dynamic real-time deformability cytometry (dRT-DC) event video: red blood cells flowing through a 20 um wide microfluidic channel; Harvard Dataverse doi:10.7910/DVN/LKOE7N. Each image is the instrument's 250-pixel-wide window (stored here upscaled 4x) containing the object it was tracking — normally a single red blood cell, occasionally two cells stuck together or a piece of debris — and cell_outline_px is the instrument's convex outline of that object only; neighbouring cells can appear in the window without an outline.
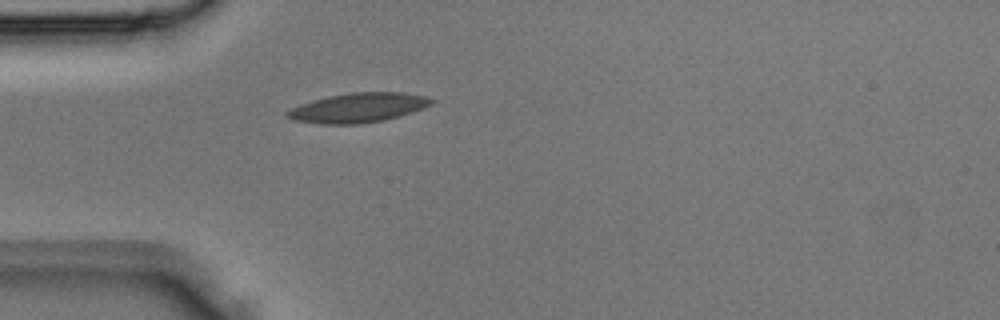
{"species": "Egyptian fruit bat (a non-hibernating species)", "species_latin": "Rousettus aegyptiacus", "temperature_condition": "room temperature", "stored_images_in_passage": 2, "camera_frame_rate_fps": 3000, "um_per_image_px": 0.085, "animal": {"sex": "male"}, "frame": {"image": 1, "passage_image": 2, "time_ms": 0.333, "image_size_px": [1000, 320], "cell_outline_px": [[436, 100], [432, 104], [424, 108], [400, 116], [384, 120], [360, 124], [320, 124], [292, 120], [284, 116], [284, 112], [300, 104], [328, 96], [352, 92], [404, 92], [424, 96]], "centroid_in_image_um": [30.44, 9.16], "position_along_channel_um": 54.6, "area_um2": 24.97}}